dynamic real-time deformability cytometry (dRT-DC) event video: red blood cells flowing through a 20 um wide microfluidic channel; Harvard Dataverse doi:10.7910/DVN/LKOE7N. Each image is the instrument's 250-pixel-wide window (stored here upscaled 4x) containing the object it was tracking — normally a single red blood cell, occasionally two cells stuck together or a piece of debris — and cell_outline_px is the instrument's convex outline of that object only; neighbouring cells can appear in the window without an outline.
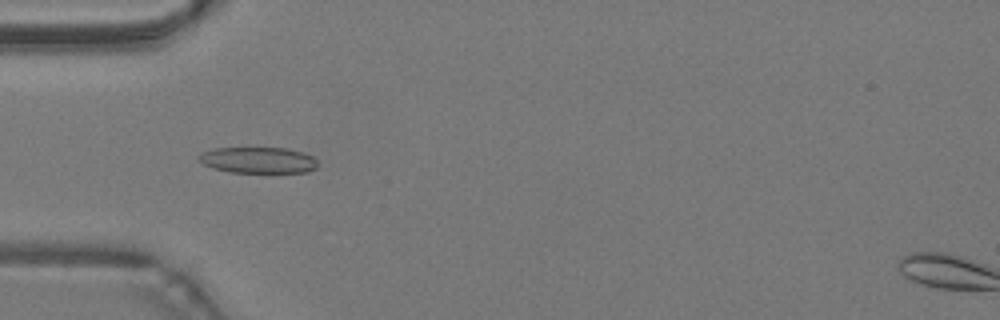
{"species": "common noctule bat (a hibernating species)", "species_latin": "Nyctalus noctula", "temperature_condition": "warm", "stored_images_in_passage": 48, "camera_frame_rate_fps": 3000, "um_per_image_px": 0.085, "animal": {"sex": "male", "body_mass_g": 19.2, "forearm_length_mm": 51.8}, "frame": {"image": 1, "passage_image": 15, "time_ms": 4.667, "image_size_px": [1000, 320], "cell_outline_px": [[316, 168], [308, 172], [232, 172], [212, 168], [204, 164], [196, 156], [200, 152], [212, 148], [288, 148], [304, 152], [312, 156], [316, 160]], "centroid_in_image_um": [21.92, 13.6], "position_along_channel_um": 63.1, "area_um2": 18.15}}
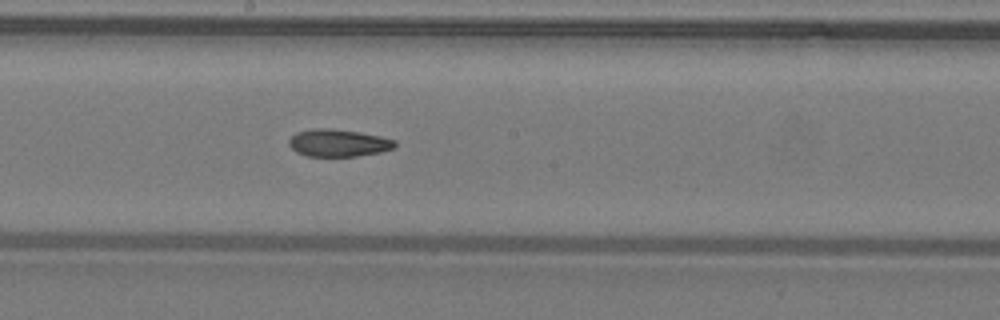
{"frame": {"image": 2, "passage_image": 26, "time_ms": 8.333, "image_size_px": [1000, 320], "cell_outline_px": [[396, 148], [380, 152], [356, 156], [304, 156], [296, 152], [288, 144], [288, 140], [296, 132], [312, 128], [332, 128], [360, 132], [380, 136], [396, 140]], "centroid_in_image_um": [28.75, 12.14], "position_along_channel_um": 219.4, "area_um2": 17.11}}
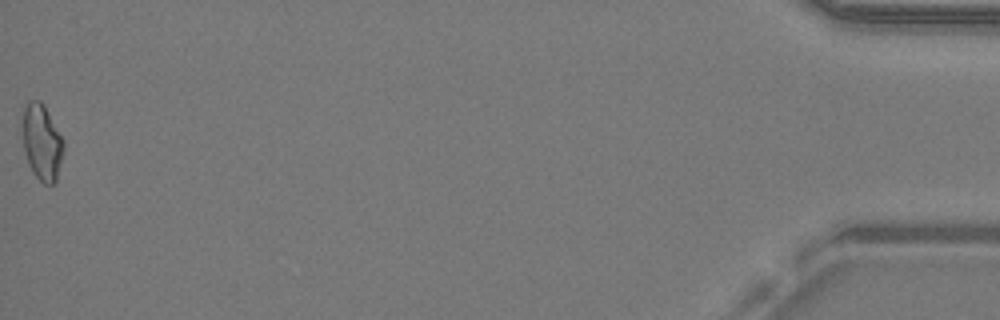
{"frame": {"image": 3, "passage_image": 48, "time_ms": 15.667, "image_size_px": [1000, 320], "cell_outline_px": [[64, 148], [56, 180], [52, 184], [44, 184], [32, 172], [28, 164], [24, 148], [20, 124], [20, 120], [24, 104], [28, 100], [40, 100], [44, 104], [64, 140]], "centroid_in_image_um": [3.52, 12.02], "position_along_channel_um": 431.7, "area_um2": 18.67}, "authors_computed_cell_mechanics": {"area_um2": 17.5423, "velocity_mm_per_s": 4.2908, "shape_relaxation_time_tau1_ms": null, "shape_relaxation_time_tau2_ms": 5.6093, "deformation_change_tau1": null, "deformation_change_tau2": 0.1355}}